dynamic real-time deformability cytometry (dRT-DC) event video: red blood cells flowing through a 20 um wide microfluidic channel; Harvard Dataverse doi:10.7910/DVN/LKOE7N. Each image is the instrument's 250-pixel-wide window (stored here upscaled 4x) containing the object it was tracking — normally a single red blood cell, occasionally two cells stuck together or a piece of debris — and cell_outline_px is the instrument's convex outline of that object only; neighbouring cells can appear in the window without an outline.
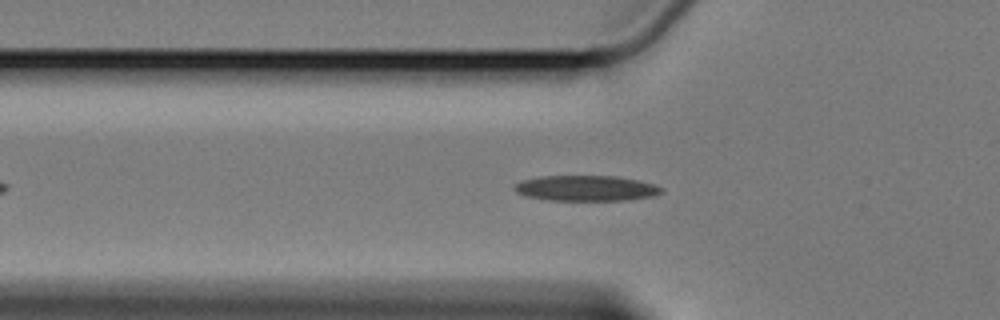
{"species": "Egyptian fruit bat (a non-hibernating species)", "species_latin": "Rousettus aegyptiacus", "temperature_condition": "cold", "stored_images_in_passage": 54, "camera_frame_rate_fps": 3000, "um_per_image_px": 0.085, "animal": {"sex": "female"}, "frame": {"image": 1, "passage_image": 14, "time_ms": 4.333, "image_size_px": [1000, 320], "cell_outline_px": [[664, 192], [652, 196], [628, 200], [548, 200], [524, 196], [516, 192], [512, 188], [520, 180], [540, 176], [616, 176], [640, 180], [656, 184], [664, 188]], "centroid_in_image_um": [49.83, 15.99], "position_along_channel_um": 76.0, "area_um2": 22.14}}
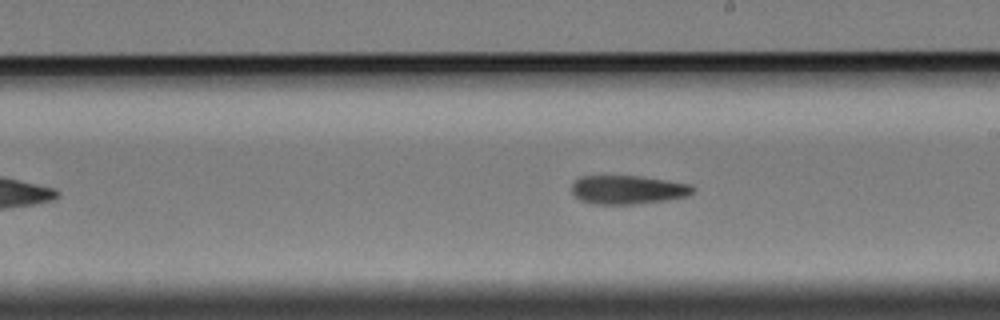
{"frame": {"image": 2, "passage_image": 28, "time_ms": 9.0, "image_size_px": [1000, 320], "cell_outline_px": [[696, 188], [688, 196], [664, 200], [632, 204], [592, 204], [580, 200], [572, 192], [572, 184], [580, 176], [640, 176], [668, 180], [692, 184]], "centroid_in_image_um": [53.38, 16.12], "position_along_channel_um": 235.6, "area_um2": 20.29}}
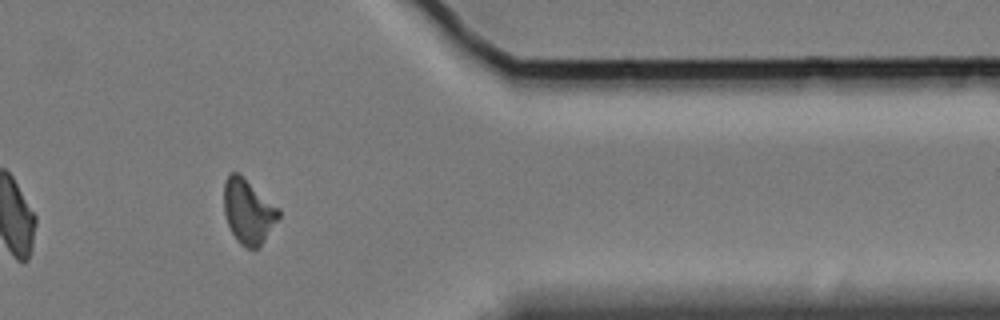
{"frame": {"image": 3, "passage_image": 43, "time_ms": 14.0, "image_size_px": [1000, 320], "cell_outline_px": [[280, 216], [260, 248], [248, 248], [240, 244], [236, 240], [224, 216], [224, 180], [228, 172], [236, 172], [280, 208]], "centroid_in_image_um": [21.09, 17.99], "position_along_channel_um": 390.3, "area_um2": 20.58}, "authors_computed_cell_mechanics": {"area_um2": 20.8947, "velocity_mm_per_s": 3.4038, "shape_relaxation_time_tau1_ms": 5.1317, "shape_relaxation_time_tau2_ms": 11.1025, "deformation_change_tau1": 0.1491, "deformation_change_tau2": 0.2113}}